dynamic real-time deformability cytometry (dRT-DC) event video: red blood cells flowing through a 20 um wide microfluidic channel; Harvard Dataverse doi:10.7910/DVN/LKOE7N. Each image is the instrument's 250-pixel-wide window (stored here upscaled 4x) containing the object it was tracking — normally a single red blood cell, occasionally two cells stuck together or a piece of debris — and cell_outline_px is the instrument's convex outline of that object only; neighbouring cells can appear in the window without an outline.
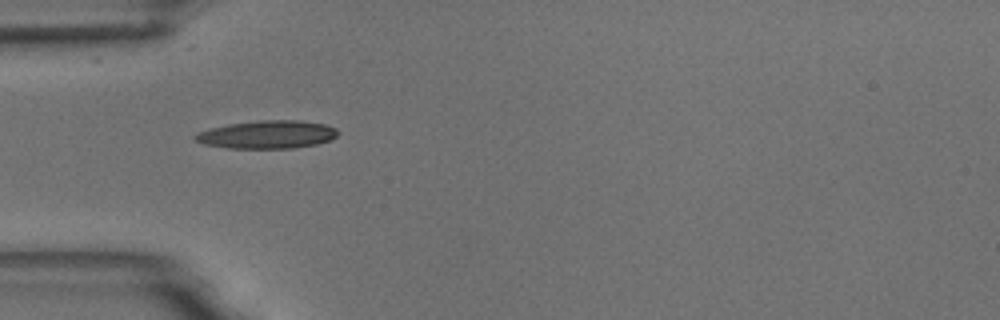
{"species": "common noctule bat (a hibernating species)", "species_latin": "Nyctalus noctula", "temperature_condition": "room temperature", "stored_images_in_passage": 3, "camera_frame_rate_fps": 3000, "um_per_image_px": 0.085, "animal": {"sex": "male", "body_mass_g": 18.8}, "frame": {"image": 1, "passage_image": 2, "time_ms": 2.0, "image_size_px": [1000, 320], "cell_outline_px": [[340, 132], [332, 140], [316, 144], [292, 148], [228, 148], [204, 144], [196, 140], [192, 136], [196, 132], [228, 124], [260, 120], [300, 120], [324, 124], [336, 128]], "centroid_in_image_um": [22.73, 11.43], "position_along_channel_um": 62.3, "area_um2": 23.35}}